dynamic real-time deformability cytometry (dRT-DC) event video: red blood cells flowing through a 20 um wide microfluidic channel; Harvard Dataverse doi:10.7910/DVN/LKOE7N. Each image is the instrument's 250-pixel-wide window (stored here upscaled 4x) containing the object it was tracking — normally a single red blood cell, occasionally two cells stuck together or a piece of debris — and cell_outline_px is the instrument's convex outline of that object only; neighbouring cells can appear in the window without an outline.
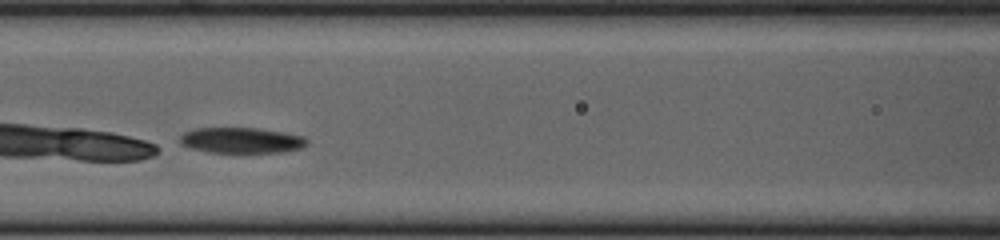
{"species": "common noctule bat (a hibernating species)", "species_latin": "Nyctalus noctula", "temperature_condition": "cold", "stored_images_in_passage": 41, "camera_frame_rate_fps": 3000, "um_per_image_px": 0.085, "animal": {"sex": "female", "body_mass_g": 23.0, "forearm_length_mm": 53.4}, "frame": {"image": 1, "passage_image": 10, "time_ms": 3.0, "image_size_px": [1000, 240], "cell_outline_px": [[308, 144], [300, 148], [284, 152], [208, 152], [192, 148], [180, 144], [180, 136], [184, 132], [196, 128], [256, 128], [284, 132], [304, 136], [308, 140]], "centroid_in_image_um": [20.54, 11.92], "position_along_channel_um": 146.1, "area_um2": 18.96}}
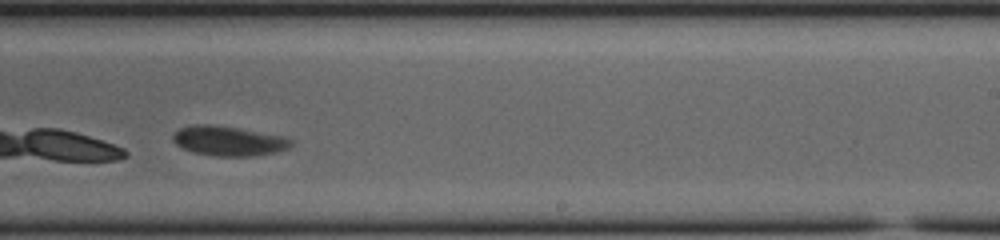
{"frame": {"image": 2, "passage_image": 20, "time_ms": 6.333, "image_size_px": [1000, 240], "cell_outline_px": [[292, 144], [288, 148], [276, 152], [252, 156], [216, 156], [192, 152], [176, 144], [172, 140], [172, 136], [180, 128], [192, 124], [212, 124], [240, 128], [284, 136], [292, 140]], "centroid_in_image_um": [19.42, 11.97], "position_along_channel_um": 269.6, "area_um2": 20.52}}
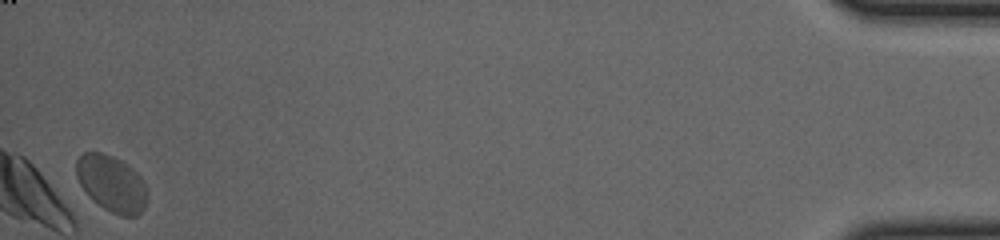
{"frame": {"image": 3, "passage_image": 40, "time_ms": 13.0, "image_size_px": [1000, 240], "cell_outline_px": [[148, 196], [144, 208], [136, 216], [120, 216], [104, 208], [92, 200], [88, 196], [80, 184], [76, 176], [76, 160], [84, 152], [100, 152], [112, 156], [128, 164], [140, 176], [148, 192]], "centroid_in_image_um": [9.48, 15.6], "position_along_channel_um": 425.7, "area_um2": 23.35}, "authors_computed_cell_mechanics": {"area_um2": 21.2126, "velocity_mm_per_s": 3.7192, "shape_relaxation_time_tau1_ms": 1.8208, "shape_relaxation_time_tau2_ms": null, "deformation_change_tau1": 0.2546, "deformation_change_tau2": null}}